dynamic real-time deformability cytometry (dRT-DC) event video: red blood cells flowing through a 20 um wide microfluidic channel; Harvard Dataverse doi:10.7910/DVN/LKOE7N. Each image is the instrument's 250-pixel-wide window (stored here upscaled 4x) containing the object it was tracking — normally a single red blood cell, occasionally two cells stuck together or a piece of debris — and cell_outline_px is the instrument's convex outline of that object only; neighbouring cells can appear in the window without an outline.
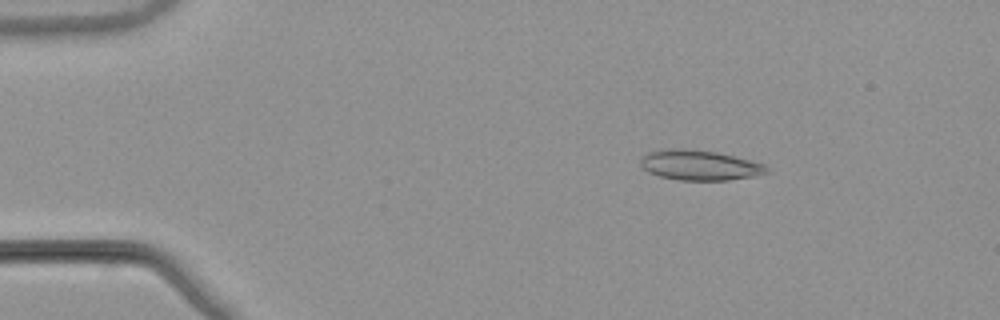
{"species": "common noctule bat (a hibernating species)", "species_latin": "Nyctalus noctula", "temperature_condition": "warm", "stored_images_in_passage": 53, "camera_frame_rate_fps": 3000, "um_per_image_px": 0.085, "animal": {"sex": "male", "body_mass_g": 21.5, "forearm_length_mm": 52.0}, "frame": {"image": 1, "passage_image": 9, "time_ms": 2.667, "image_size_px": [1000, 320], "cell_outline_px": [[768, 172], [752, 176], [728, 180], [680, 180], [660, 176], [648, 172], [640, 164], [640, 156], [644, 152], [660, 148], [684, 148], [716, 152], [764, 164], [768, 168]], "centroid_in_image_um": [59.36, 14.02], "position_along_channel_um": 25.6, "area_um2": 22.2}}
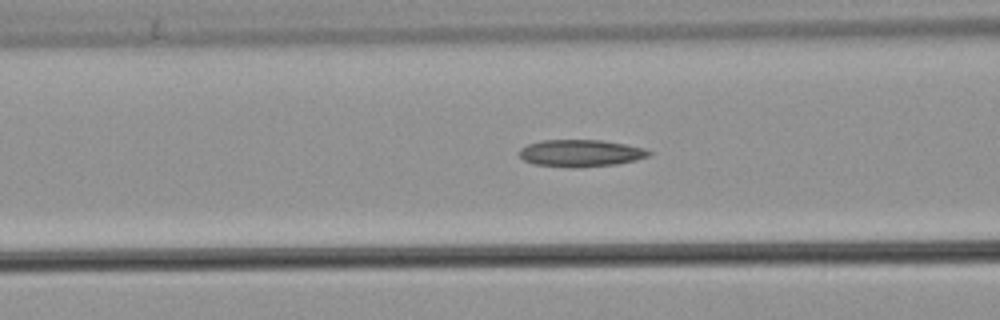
{"frame": {"image": 2, "passage_image": 22, "time_ms": 7.0, "image_size_px": [1000, 320], "cell_outline_px": [[652, 152], [648, 156], [636, 160], [616, 164], [572, 168], [568, 168], [532, 164], [524, 160], [516, 152], [520, 148], [528, 144], [540, 140], [600, 140], [624, 144], [644, 148]], "centroid_in_image_um": [49.29, 13.02], "position_along_channel_um": 117.3, "area_um2": 20.58}}
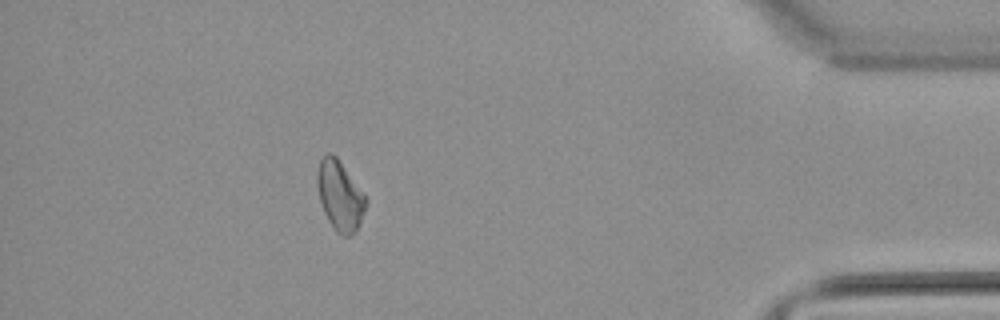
{"frame": {"image": 3, "passage_image": 48, "time_ms": 15.667, "image_size_px": [1000, 320], "cell_outline_px": [[368, 200], [356, 232], [348, 236], [340, 236], [336, 232], [328, 220], [324, 212], [320, 200], [316, 184], [316, 172], [320, 160], [328, 152], [332, 152], [336, 156]], "centroid_in_image_um": [28.87, 16.64], "position_along_channel_um": 406.3, "area_um2": 19.65}}